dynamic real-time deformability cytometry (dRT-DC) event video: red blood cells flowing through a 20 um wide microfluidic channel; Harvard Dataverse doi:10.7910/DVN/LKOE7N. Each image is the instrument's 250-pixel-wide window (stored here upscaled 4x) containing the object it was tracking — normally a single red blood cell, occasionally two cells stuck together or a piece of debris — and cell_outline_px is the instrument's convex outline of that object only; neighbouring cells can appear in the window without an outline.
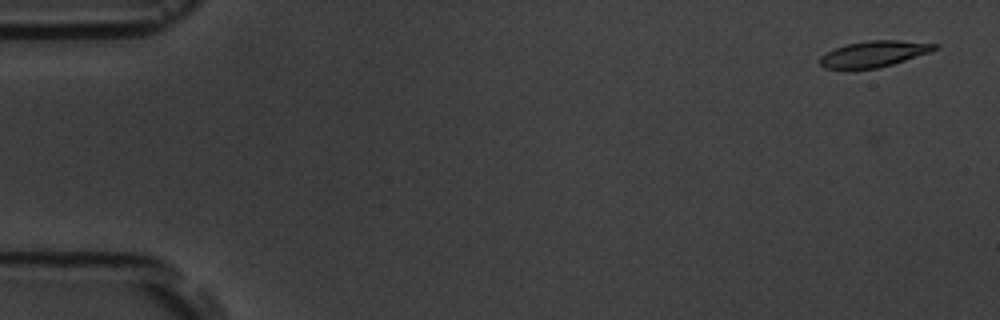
{"species": "common noctule bat (a hibernating species)", "species_latin": "Nyctalus noctula", "temperature_condition": "room temperature", "stored_images_in_passage": 6, "camera_frame_rate_fps": 3000, "um_per_image_px": 0.085, "animal": {"sex": "male", "body_mass_g": 19.5, "forearm_length_mm": 54.6}, "frame": {"image": 1, "passage_image": 2, "time_ms": 1.0, "image_size_px": [1000, 320], "cell_outline_px": [[940, 48], [892, 64], [876, 68], [824, 68], [820, 64], [820, 56], [836, 48], [848, 44], [868, 40], [896, 40], [940, 44]], "centroid_in_image_um": [74.31, 4.56], "position_along_channel_um": 10.7, "area_um2": 16.99}}
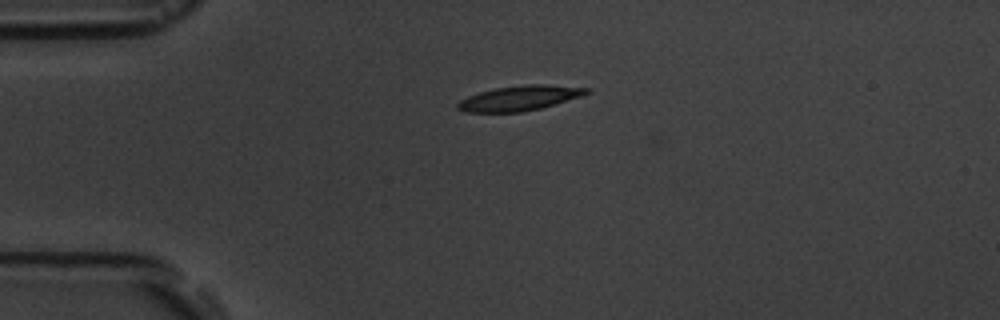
{"frame": {"image": 2, "passage_image": 5, "time_ms": 4.667, "image_size_px": [1000, 320], "cell_outline_px": [[592, 88], [588, 92], [580, 96], [540, 108], [520, 112], [464, 112], [456, 108], [456, 104], [460, 100], [468, 96], [480, 92], [496, 88], [524, 84], [544, 84]], "centroid_in_image_um": [44.12, 8.33], "position_along_channel_um": 40.9, "area_um2": 18.55}}